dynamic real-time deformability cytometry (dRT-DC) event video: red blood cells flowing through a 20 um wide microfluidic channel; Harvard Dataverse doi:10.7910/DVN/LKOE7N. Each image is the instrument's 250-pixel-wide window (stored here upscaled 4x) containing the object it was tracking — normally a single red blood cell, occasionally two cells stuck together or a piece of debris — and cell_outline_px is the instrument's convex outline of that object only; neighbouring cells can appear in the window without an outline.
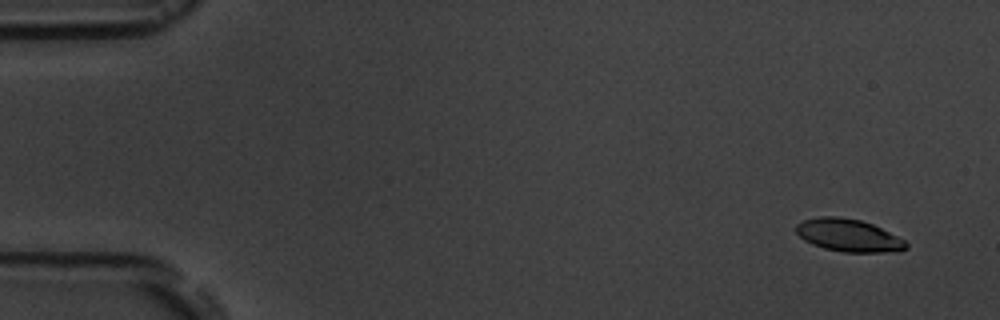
{"species": "common noctule bat (a hibernating species)", "species_latin": "Nyctalus noctula", "temperature_condition": "room temperature", "stored_images_in_passage": 5, "segment_of_instrument_passage": [2, 2], "camera_frame_rate_fps": 3000, "um_per_image_px": 0.085, "animal": {"sex": "male", "body_mass_g": 19.5, "forearm_length_mm": 54.6}, "frame": {"image": 1, "passage_image": 5, "time_ms": 6.333, "image_size_px": [1000, 320], "cell_outline_px": [[908, 248], [900, 252], [844, 252], [824, 248], [812, 244], [804, 240], [796, 232], [796, 224], [804, 220], [820, 216], [840, 216], [860, 220], [872, 224], [904, 240], [908, 244]], "centroid_in_image_um": [72.13, 20.01], "position_along_channel_um": 12.9, "area_um2": 20.87}}